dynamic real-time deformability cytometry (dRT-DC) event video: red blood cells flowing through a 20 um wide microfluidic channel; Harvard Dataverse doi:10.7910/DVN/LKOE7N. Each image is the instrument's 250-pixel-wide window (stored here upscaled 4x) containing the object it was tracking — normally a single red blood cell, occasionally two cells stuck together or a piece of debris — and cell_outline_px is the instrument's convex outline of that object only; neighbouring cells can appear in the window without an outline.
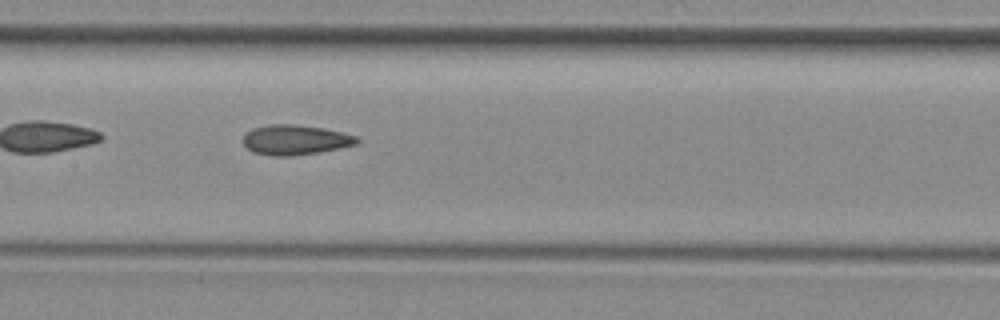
{"species": "common noctule bat (a hibernating species)", "species_latin": "Nyctalus noctula", "temperature_condition": "room temperature", "stored_images_in_passage": 37, "camera_frame_rate_fps": 3000, "um_per_image_px": 0.085, "animal": {"sex": "female", "body_mass_g": 29.2, "forearm_length_mm": 56.3}, "frame": {"image": 1, "passage_image": 11, "time_ms": 3.333, "image_size_px": [1000, 320], "cell_outline_px": [[360, 140], [356, 144], [320, 152], [288, 156], [276, 156], [252, 152], [244, 144], [244, 136], [252, 128], [268, 124], [296, 124], [324, 128], [344, 132], [356, 136]], "centroid_in_image_um": [25.11, 11.87], "position_along_channel_um": 182.3, "area_um2": 19.83}, "authors_computed_cell_mechanics": {"area_um2": 19.1318, "velocity_mm_per_s": 3.9808, "shape_relaxation_time_tau1_ms": null, "shape_relaxation_time_tau2_ms": 3.5067, "deformation_change_tau1": null, "deformation_change_tau2": 0.1278}}